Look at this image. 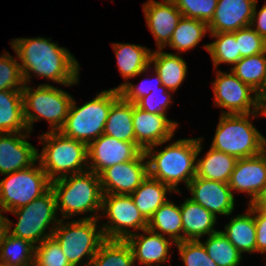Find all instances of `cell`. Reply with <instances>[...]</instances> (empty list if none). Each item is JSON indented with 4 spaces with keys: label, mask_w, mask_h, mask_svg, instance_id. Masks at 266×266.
Wrapping results in <instances>:
<instances>
[{
    "label": "cell",
    "mask_w": 266,
    "mask_h": 266,
    "mask_svg": "<svg viewBox=\"0 0 266 266\" xmlns=\"http://www.w3.org/2000/svg\"><path fill=\"white\" fill-rule=\"evenodd\" d=\"M232 33L238 43L240 59L266 52V40L254 30L253 26L250 25Z\"/></svg>",
    "instance_id": "40"
},
{
    "label": "cell",
    "mask_w": 266,
    "mask_h": 266,
    "mask_svg": "<svg viewBox=\"0 0 266 266\" xmlns=\"http://www.w3.org/2000/svg\"><path fill=\"white\" fill-rule=\"evenodd\" d=\"M195 203L216 214L231 215L234 210V195L228 183L194 177L187 185Z\"/></svg>",
    "instance_id": "16"
},
{
    "label": "cell",
    "mask_w": 266,
    "mask_h": 266,
    "mask_svg": "<svg viewBox=\"0 0 266 266\" xmlns=\"http://www.w3.org/2000/svg\"><path fill=\"white\" fill-rule=\"evenodd\" d=\"M144 151L134 160L104 169L99 174L103 194H132L148 176Z\"/></svg>",
    "instance_id": "13"
},
{
    "label": "cell",
    "mask_w": 266,
    "mask_h": 266,
    "mask_svg": "<svg viewBox=\"0 0 266 266\" xmlns=\"http://www.w3.org/2000/svg\"><path fill=\"white\" fill-rule=\"evenodd\" d=\"M160 88L162 91L158 92ZM156 91L158 92V95H156ZM160 95L162 97H159ZM170 101H172L170 90H167V88L162 85L159 86L158 90L150 92L149 95L142 97L135 104L148 113L166 114V110L170 105Z\"/></svg>",
    "instance_id": "42"
},
{
    "label": "cell",
    "mask_w": 266,
    "mask_h": 266,
    "mask_svg": "<svg viewBox=\"0 0 266 266\" xmlns=\"http://www.w3.org/2000/svg\"><path fill=\"white\" fill-rule=\"evenodd\" d=\"M185 266H218L209 256L200 240L175 243Z\"/></svg>",
    "instance_id": "41"
},
{
    "label": "cell",
    "mask_w": 266,
    "mask_h": 266,
    "mask_svg": "<svg viewBox=\"0 0 266 266\" xmlns=\"http://www.w3.org/2000/svg\"><path fill=\"white\" fill-rule=\"evenodd\" d=\"M0 266H9V265L6 264V263H2V262H0Z\"/></svg>",
    "instance_id": "51"
},
{
    "label": "cell",
    "mask_w": 266,
    "mask_h": 266,
    "mask_svg": "<svg viewBox=\"0 0 266 266\" xmlns=\"http://www.w3.org/2000/svg\"><path fill=\"white\" fill-rule=\"evenodd\" d=\"M51 189L62 220L85 212L94 213L82 219H99L95 211L102 210L103 191L98 174L90 170L70 174L52 181Z\"/></svg>",
    "instance_id": "3"
},
{
    "label": "cell",
    "mask_w": 266,
    "mask_h": 266,
    "mask_svg": "<svg viewBox=\"0 0 266 266\" xmlns=\"http://www.w3.org/2000/svg\"><path fill=\"white\" fill-rule=\"evenodd\" d=\"M0 262L9 266H33L35 245L6 231L0 239Z\"/></svg>",
    "instance_id": "32"
},
{
    "label": "cell",
    "mask_w": 266,
    "mask_h": 266,
    "mask_svg": "<svg viewBox=\"0 0 266 266\" xmlns=\"http://www.w3.org/2000/svg\"><path fill=\"white\" fill-rule=\"evenodd\" d=\"M133 125L135 142L144 151L150 146H158L168 142L178 126L166 114H153L134 104Z\"/></svg>",
    "instance_id": "15"
},
{
    "label": "cell",
    "mask_w": 266,
    "mask_h": 266,
    "mask_svg": "<svg viewBox=\"0 0 266 266\" xmlns=\"http://www.w3.org/2000/svg\"><path fill=\"white\" fill-rule=\"evenodd\" d=\"M147 236L143 234L137 235L133 233L125 240L129 244L134 262L136 259L144 265L156 266L159 263H165V261L171 256L168 255V250L174 241H170L158 231H152L148 228L143 230ZM168 256V258H167Z\"/></svg>",
    "instance_id": "21"
},
{
    "label": "cell",
    "mask_w": 266,
    "mask_h": 266,
    "mask_svg": "<svg viewBox=\"0 0 266 266\" xmlns=\"http://www.w3.org/2000/svg\"><path fill=\"white\" fill-rule=\"evenodd\" d=\"M212 37L217 40L205 44V48L210 53L214 66L220 63H230L235 65L240 60V52H238V43L233 33H211Z\"/></svg>",
    "instance_id": "36"
},
{
    "label": "cell",
    "mask_w": 266,
    "mask_h": 266,
    "mask_svg": "<svg viewBox=\"0 0 266 266\" xmlns=\"http://www.w3.org/2000/svg\"><path fill=\"white\" fill-rule=\"evenodd\" d=\"M56 197L53 190L50 188L45 194L36 198L28 205L19 207L13 211L12 214L18 216V222L15 228L11 230L12 224L7 218V232L15 237L28 240L33 245L40 244L45 239L52 237L55 230V223H59L61 219L56 218ZM54 226L50 228L49 234L45 230L49 225Z\"/></svg>",
    "instance_id": "8"
},
{
    "label": "cell",
    "mask_w": 266,
    "mask_h": 266,
    "mask_svg": "<svg viewBox=\"0 0 266 266\" xmlns=\"http://www.w3.org/2000/svg\"><path fill=\"white\" fill-rule=\"evenodd\" d=\"M207 250L208 256L218 266H239L242 259L241 253L231 244L228 238L218 231L210 234L202 243Z\"/></svg>",
    "instance_id": "35"
},
{
    "label": "cell",
    "mask_w": 266,
    "mask_h": 266,
    "mask_svg": "<svg viewBox=\"0 0 266 266\" xmlns=\"http://www.w3.org/2000/svg\"><path fill=\"white\" fill-rule=\"evenodd\" d=\"M0 181V207L6 212L28 205L51 188V181L35 164L13 173L5 174Z\"/></svg>",
    "instance_id": "10"
},
{
    "label": "cell",
    "mask_w": 266,
    "mask_h": 266,
    "mask_svg": "<svg viewBox=\"0 0 266 266\" xmlns=\"http://www.w3.org/2000/svg\"><path fill=\"white\" fill-rule=\"evenodd\" d=\"M132 250L126 240L105 239L89 266H134Z\"/></svg>",
    "instance_id": "33"
},
{
    "label": "cell",
    "mask_w": 266,
    "mask_h": 266,
    "mask_svg": "<svg viewBox=\"0 0 266 266\" xmlns=\"http://www.w3.org/2000/svg\"><path fill=\"white\" fill-rule=\"evenodd\" d=\"M35 263L38 266H71L53 237L35 246Z\"/></svg>",
    "instance_id": "38"
},
{
    "label": "cell",
    "mask_w": 266,
    "mask_h": 266,
    "mask_svg": "<svg viewBox=\"0 0 266 266\" xmlns=\"http://www.w3.org/2000/svg\"><path fill=\"white\" fill-rule=\"evenodd\" d=\"M22 100L28 132L32 131L35 121L42 119L49 122L52 127L50 131L57 132L65 125L73 97L49 84H41L35 90L25 84L22 89Z\"/></svg>",
    "instance_id": "6"
},
{
    "label": "cell",
    "mask_w": 266,
    "mask_h": 266,
    "mask_svg": "<svg viewBox=\"0 0 266 266\" xmlns=\"http://www.w3.org/2000/svg\"><path fill=\"white\" fill-rule=\"evenodd\" d=\"M24 85L25 82L20 63L5 52V54L0 57V91H22Z\"/></svg>",
    "instance_id": "37"
},
{
    "label": "cell",
    "mask_w": 266,
    "mask_h": 266,
    "mask_svg": "<svg viewBox=\"0 0 266 266\" xmlns=\"http://www.w3.org/2000/svg\"><path fill=\"white\" fill-rule=\"evenodd\" d=\"M27 133H0V174L26 169L38 161V149L26 141Z\"/></svg>",
    "instance_id": "17"
},
{
    "label": "cell",
    "mask_w": 266,
    "mask_h": 266,
    "mask_svg": "<svg viewBox=\"0 0 266 266\" xmlns=\"http://www.w3.org/2000/svg\"><path fill=\"white\" fill-rule=\"evenodd\" d=\"M154 62V63H153ZM154 64L162 85L171 92L176 91L186 77V62L177 54L161 51L151 53L150 64Z\"/></svg>",
    "instance_id": "26"
},
{
    "label": "cell",
    "mask_w": 266,
    "mask_h": 266,
    "mask_svg": "<svg viewBox=\"0 0 266 266\" xmlns=\"http://www.w3.org/2000/svg\"><path fill=\"white\" fill-rule=\"evenodd\" d=\"M133 110L134 104L125 101L120 96L111 105L103 134L114 137L117 140L135 142Z\"/></svg>",
    "instance_id": "24"
},
{
    "label": "cell",
    "mask_w": 266,
    "mask_h": 266,
    "mask_svg": "<svg viewBox=\"0 0 266 266\" xmlns=\"http://www.w3.org/2000/svg\"><path fill=\"white\" fill-rule=\"evenodd\" d=\"M88 170L100 174L104 169L116 164L136 159L143 150L136 142H125L102 134L87 145Z\"/></svg>",
    "instance_id": "14"
},
{
    "label": "cell",
    "mask_w": 266,
    "mask_h": 266,
    "mask_svg": "<svg viewBox=\"0 0 266 266\" xmlns=\"http://www.w3.org/2000/svg\"><path fill=\"white\" fill-rule=\"evenodd\" d=\"M248 212L237 215L225 226L222 233L228 238L233 246L242 254L256 251V229L253 215V205L249 204ZM253 216V217H252Z\"/></svg>",
    "instance_id": "25"
},
{
    "label": "cell",
    "mask_w": 266,
    "mask_h": 266,
    "mask_svg": "<svg viewBox=\"0 0 266 266\" xmlns=\"http://www.w3.org/2000/svg\"><path fill=\"white\" fill-rule=\"evenodd\" d=\"M148 229L156 231L158 229L159 234L168 235V239H172L174 243L183 241V226L182 217L180 213V206H176L169 200L160 206L148 220ZM180 232H182L180 234Z\"/></svg>",
    "instance_id": "31"
},
{
    "label": "cell",
    "mask_w": 266,
    "mask_h": 266,
    "mask_svg": "<svg viewBox=\"0 0 266 266\" xmlns=\"http://www.w3.org/2000/svg\"><path fill=\"white\" fill-rule=\"evenodd\" d=\"M207 31L208 23L182 16L167 45L179 52L187 51L195 47Z\"/></svg>",
    "instance_id": "34"
},
{
    "label": "cell",
    "mask_w": 266,
    "mask_h": 266,
    "mask_svg": "<svg viewBox=\"0 0 266 266\" xmlns=\"http://www.w3.org/2000/svg\"><path fill=\"white\" fill-rule=\"evenodd\" d=\"M257 0H218L210 33H232L250 26Z\"/></svg>",
    "instance_id": "19"
},
{
    "label": "cell",
    "mask_w": 266,
    "mask_h": 266,
    "mask_svg": "<svg viewBox=\"0 0 266 266\" xmlns=\"http://www.w3.org/2000/svg\"><path fill=\"white\" fill-rule=\"evenodd\" d=\"M98 220H72L64 224L61 219L56 224L52 237L60 245L71 266H79L83 257L87 258L85 266H89L100 244L105 240L101 227L97 230Z\"/></svg>",
    "instance_id": "9"
},
{
    "label": "cell",
    "mask_w": 266,
    "mask_h": 266,
    "mask_svg": "<svg viewBox=\"0 0 266 266\" xmlns=\"http://www.w3.org/2000/svg\"><path fill=\"white\" fill-rule=\"evenodd\" d=\"M216 76L213 82L215 105L228 109L227 112L222 111L221 114H251L253 118H256L258 113L261 114V97L255 90L243 83L232 72L227 74L218 70ZM252 92H255L254 97L251 95Z\"/></svg>",
    "instance_id": "12"
},
{
    "label": "cell",
    "mask_w": 266,
    "mask_h": 266,
    "mask_svg": "<svg viewBox=\"0 0 266 266\" xmlns=\"http://www.w3.org/2000/svg\"><path fill=\"white\" fill-rule=\"evenodd\" d=\"M40 140L46 143L41 153L38 152L39 164L51 182L68 176L70 172L72 175L88 169L86 143L68 138L60 131H48L40 136Z\"/></svg>",
    "instance_id": "4"
},
{
    "label": "cell",
    "mask_w": 266,
    "mask_h": 266,
    "mask_svg": "<svg viewBox=\"0 0 266 266\" xmlns=\"http://www.w3.org/2000/svg\"><path fill=\"white\" fill-rule=\"evenodd\" d=\"M260 111L263 116H266V92L261 96Z\"/></svg>",
    "instance_id": "48"
},
{
    "label": "cell",
    "mask_w": 266,
    "mask_h": 266,
    "mask_svg": "<svg viewBox=\"0 0 266 266\" xmlns=\"http://www.w3.org/2000/svg\"><path fill=\"white\" fill-rule=\"evenodd\" d=\"M231 72L260 97L266 92V52L241 58Z\"/></svg>",
    "instance_id": "30"
},
{
    "label": "cell",
    "mask_w": 266,
    "mask_h": 266,
    "mask_svg": "<svg viewBox=\"0 0 266 266\" xmlns=\"http://www.w3.org/2000/svg\"><path fill=\"white\" fill-rule=\"evenodd\" d=\"M114 44V45H113ZM118 69L124 79L134 78L150 68L151 50L135 44L112 43Z\"/></svg>",
    "instance_id": "23"
},
{
    "label": "cell",
    "mask_w": 266,
    "mask_h": 266,
    "mask_svg": "<svg viewBox=\"0 0 266 266\" xmlns=\"http://www.w3.org/2000/svg\"><path fill=\"white\" fill-rule=\"evenodd\" d=\"M257 19V22H255ZM257 23V24H256ZM257 25L255 31L266 40V3L263 7L256 12V4L254 7V13L251 21V26Z\"/></svg>",
    "instance_id": "45"
},
{
    "label": "cell",
    "mask_w": 266,
    "mask_h": 266,
    "mask_svg": "<svg viewBox=\"0 0 266 266\" xmlns=\"http://www.w3.org/2000/svg\"><path fill=\"white\" fill-rule=\"evenodd\" d=\"M201 140L179 139L157 152L153 150V146L146 148L145 156L151 158L147 161L148 176L180 193L176 188L179 182L184 181L187 187L196 176L195 161L202 151Z\"/></svg>",
    "instance_id": "2"
},
{
    "label": "cell",
    "mask_w": 266,
    "mask_h": 266,
    "mask_svg": "<svg viewBox=\"0 0 266 266\" xmlns=\"http://www.w3.org/2000/svg\"><path fill=\"white\" fill-rule=\"evenodd\" d=\"M266 184V156L261 153L250 158L238 159L230 176L231 190L247 192L252 204Z\"/></svg>",
    "instance_id": "20"
},
{
    "label": "cell",
    "mask_w": 266,
    "mask_h": 266,
    "mask_svg": "<svg viewBox=\"0 0 266 266\" xmlns=\"http://www.w3.org/2000/svg\"><path fill=\"white\" fill-rule=\"evenodd\" d=\"M156 74V81L154 86H152L151 83H153V81H147L145 83V81L142 82L141 85L139 86H135L132 83L130 84L128 81L126 83H122L121 85H119V87H117L116 89L119 90L120 92V96L127 102H131L133 104H135L139 99H141L144 96H147L150 94V92H154V90H157V88H159V86H162V82L159 78V75L155 72Z\"/></svg>",
    "instance_id": "43"
},
{
    "label": "cell",
    "mask_w": 266,
    "mask_h": 266,
    "mask_svg": "<svg viewBox=\"0 0 266 266\" xmlns=\"http://www.w3.org/2000/svg\"><path fill=\"white\" fill-rule=\"evenodd\" d=\"M252 205H266V184Z\"/></svg>",
    "instance_id": "47"
},
{
    "label": "cell",
    "mask_w": 266,
    "mask_h": 266,
    "mask_svg": "<svg viewBox=\"0 0 266 266\" xmlns=\"http://www.w3.org/2000/svg\"><path fill=\"white\" fill-rule=\"evenodd\" d=\"M11 46L21 61L25 84L32 78L29 71L65 86L79 82L78 61L66 48L59 47L50 39L16 38Z\"/></svg>",
    "instance_id": "1"
},
{
    "label": "cell",
    "mask_w": 266,
    "mask_h": 266,
    "mask_svg": "<svg viewBox=\"0 0 266 266\" xmlns=\"http://www.w3.org/2000/svg\"><path fill=\"white\" fill-rule=\"evenodd\" d=\"M120 97L116 88L101 91L93 100L76 107L73 98L65 125L60 132L71 139L86 143L104 133L111 105Z\"/></svg>",
    "instance_id": "5"
},
{
    "label": "cell",
    "mask_w": 266,
    "mask_h": 266,
    "mask_svg": "<svg viewBox=\"0 0 266 266\" xmlns=\"http://www.w3.org/2000/svg\"><path fill=\"white\" fill-rule=\"evenodd\" d=\"M249 117L250 114H221L211 147L237 159L261 154L262 134Z\"/></svg>",
    "instance_id": "7"
},
{
    "label": "cell",
    "mask_w": 266,
    "mask_h": 266,
    "mask_svg": "<svg viewBox=\"0 0 266 266\" xmlns=\"http://www.w3.org/2000/svg\"><path fill=\"white\" fill-rule=\"evenodd\" d=\"M237 160L211 147L204 158L197 159L196 177L228 183Z\"/></svg>",
    "instance_id": "29"
},
{
    "label": "cell",
    "mask_w": 266,
    "mask_h": 266,
    "mask_svg": "<svg viewBox=\"0 0 266 266\" xmlns=\"http://www.w3.org/2000/svg\"><path fill=\"white\" fill-rule=\"evenodd\" d=\"M162 1L149 0L143 4L146 23L156 40L158 49H163L170 42L174 30L182 18V13L172 0Z\"/></svg>",
    "instance_id": "18"
},
{
    "label": "cell",
    "mask_w": 266,
    "mask_h": 266,
    "mask_svg": "<svg viewBox=\"0 0 266 266\" xmlns=\"http://www.w3.org/2000/svg\"><path fill=\"white\" fill-rule=\"evenodd\" d=\"M253 215H255L256 252L263 254L266 252V216L255 206H253Z\"/></svg>",
    "instance_id": "44"
},
{
    "label": "cell",
    "mask_w": 266,
    "mask_h": 266,
    "mask_svg": "<svg viewBox=\"0 0 266 266\" xmlns=\"http://www.w3.org/2000/svg\"><path fill=\"white\" fill-rule=\"evenodd\" d=\"M1 212H6V210L3 207L0 208V239L7 231V218Z\"/></svg>",
    "instance_id": "46"
},
{
    "label": "cell",
    "mask_w": 266,
    "mask_h": 266,
    "mask_svg": "<svg viewBox=\"0 0 266 266\" xmlns=\"http://www.w3.org/2000/svg\"><path fill=\"white\" fill-rule=\"evenodd\" d=\"M102 211L109 218L108 223L101 226L105 239L125 240L133 234L128 227L143 231L148 226L131 195L103 194Z\"/></svg>",
    "instance_id": "11"
},
{
    "label": "cell",
    "mask_w": 266,
    "mask_h": 266,
    "mask_svg": "<svg viewBox=\"0 0 266 266\" xmlns=\"http://www.w3.org/2000/svg\"><path fill=\"white\" fill-rule=\"evenodd\" d=\"M262 153L266 156V139L262 136Z\"/></svg>",
    "instance_id": "49"
},
{
    "label": "cell",
    "mask_w": 266,
    "mask_h": 266,
    "mask_svg": "<svg viewBox=\"0 0 266 266\" xmlns=\"http://www.w3.org/2000/svg\"><path fill=\"white\" fill-rule=\"evenodd\" d=\"M182 16L209 23L217 7L218 0H172Z\"/></svg>",
    "instance_id": "39"
},
{
    "label": "cell",
    "mask_w": 266,
    "mask_h": 266,
    "mask_svg": "<svg viewBox=\"0 0 266 266\" xmlns=\"http://www.w3.org/2000/svg\"><path fill=\"white\" fill-rule=\"evenodd\" d=\"M173 191L168 185L149 176L130 194L137 209L148 221L166 201V193Z\"/></svg>",
    "instance_id": "28"
},
{
    "label": "cell",
    "mask_w": 266,
    "mask_h": 266,
    "mask_svg": "<svg viewBox=\"0 0 266 266\" xmlns=\"http://www.w3.org/2000/svg\"><path fill=\"white\" fill-rule=\"evenodd\" d=\"M180 213L184 234L183 241L199 240L203 235L218 232L214 229L217 217L190 198L180 205Z\"/></svg>",
    "instance_id": "22"
},
{
    "label": "cell",
    "mask_w": 266,
    "mask_h": 266,
    "mask_svg": "<svg viewBox=\"0 0 266 266\" xmlns=\"http://www.w3.org/2000/svg\"><path fill=\"white\" fill-rule=\"evenodd\" d=\"M28 131L23 114L22 91H0V133Z\"/></svg>",
    "instance_id": "27"
},
{
    "label": "cell",
    "mask_w": 266,
    "mask_h": 266,
    "mask_svg": "<svg viewBox=\"0 0 266 266\" xmlns=\"http://www.w3.org/2000/svg\"><path fill=\"white\" fill-rule=\"evenodd\" d=\"M257 207L266 216V205H253Z\"/></svg>",
    "instance_id": "50"
}]
</instances>
